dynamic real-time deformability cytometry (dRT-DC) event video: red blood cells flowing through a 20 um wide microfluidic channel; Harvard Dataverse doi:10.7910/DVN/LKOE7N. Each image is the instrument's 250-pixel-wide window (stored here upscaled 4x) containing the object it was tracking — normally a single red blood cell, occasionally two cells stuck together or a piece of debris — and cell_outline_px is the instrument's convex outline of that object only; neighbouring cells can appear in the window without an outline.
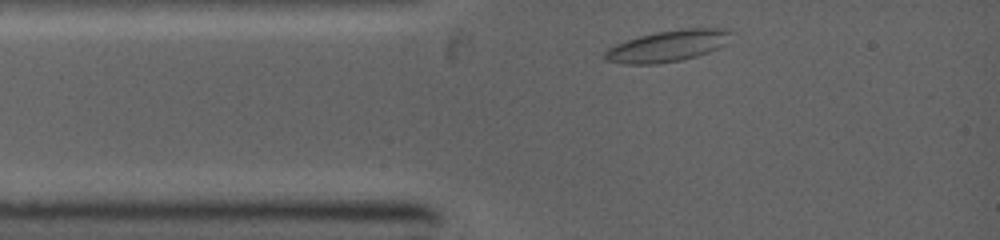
{"species": "common noctule bat (a hibernating species)", "species_latin": "Nyctalus noctula", "temperature_condition": "warm", "stored_images_in_passage": 36, "camera_frame_rate_fps": 5000, "um_per_image_px": 0.085, "animal": {"sex": "female", "body_mass_g": 19.0, "forearm_length_mm": 53.3}, "frame": {"image": 1, "passage_image": 2, "time_ms": 0.4, "image_size_px": [1000, 240], "cell_outline_px": [[732, 32], [728, 44], [708, 52], [696, 56], [680, 60], [656, 64], [624, 64], [604, 60], [604, 52], [608, 48], [616, 44], [640, 36], [656, 32], [680, 28], [728, 28]], "centroid_in_image_um": [56.79, 3.9], "position_along_channel_um": 28.2, "area_um2": 23.18}}
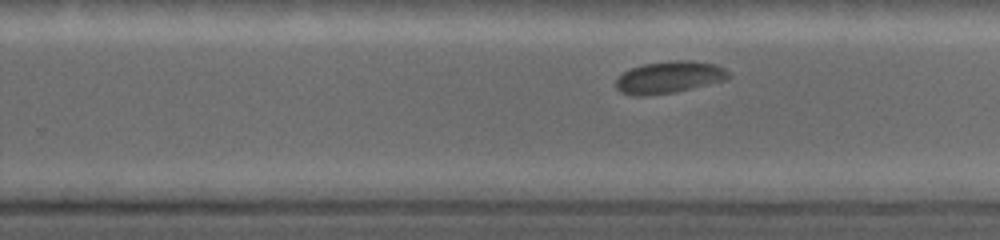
{"frame": {"image": 2, "passage_image": 19, "time_ms": 6.2, "image_size_px": [1000, 240], "cell_outline_px": [[732, 76], [728, 80], [676, 92], [644, 96], [636, 96], [620, 92], [616, 88], [616, 80], [624, 72], [632, 68], [644, 64], [668, 60], [692, 60], [716, 64], [724, 68]], "centroid_in_image_um": [56.93, 6.57], "position_along_channel_um": 272.9, "area_um2": 21.27}}
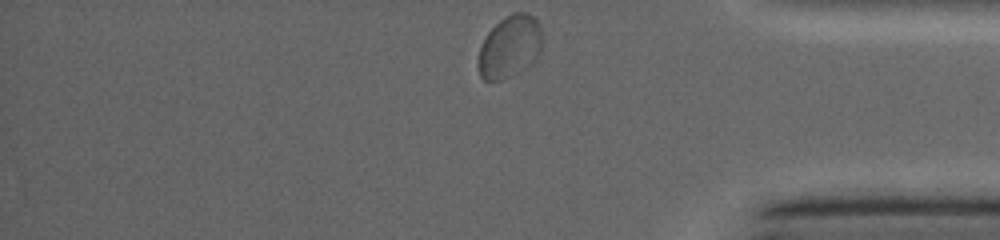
{"frame": {"image": 3, "passage_image": 35, "time_ms": 9.2, "image_size_px": [1000, 240], "cell_outline_px": [[540, 52], [536, 60], [532, 64], [492, 84], [484, 80], [480, 76], [480, 48], [488, 32], [504, 16], [512, 12], [528, 12], [540, 24]], "centroid_in_image_um": [43.34, 3.96], "position_along_channel_um": 391.9, "area_um2": 22.95}}